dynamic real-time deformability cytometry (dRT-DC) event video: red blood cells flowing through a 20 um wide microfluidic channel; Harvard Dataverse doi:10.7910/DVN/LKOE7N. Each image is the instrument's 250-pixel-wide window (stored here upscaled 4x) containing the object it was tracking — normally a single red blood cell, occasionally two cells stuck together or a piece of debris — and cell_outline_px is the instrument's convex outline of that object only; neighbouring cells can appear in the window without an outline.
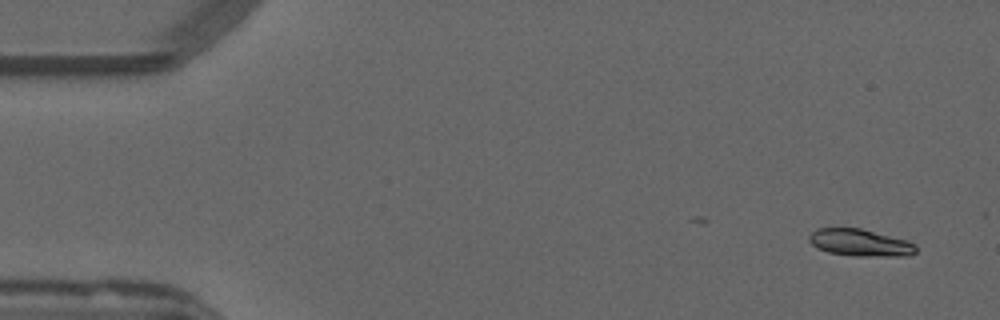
{"species": "common noctule bat (a hibernating species)", "species_latin": "Nyctalus noctula", "temperature_condition": "warm", "stored_images_in_passage": 49, "camera_frame_rate_fps": 3000, "um_per_image_px": 0.085, "animal": {"sex": "male", "forearm_length_mm": 52.5}, "frame": {"image": 1, "passage_image": 3, "time_ms": 0.667, "image_size_px": [1000, 320], "cell_outline_px": [[916, 252], [908, 256], [852, 256], [828, 252], [816, 248], [808, 240], [808, 236], [816, 228], [860, 228], [908, 240], [916, 244]], "centroid_in_image_um": [73.11, 20.63], "position_along_channel_um": 11.9, "area_um2": 17.05}}
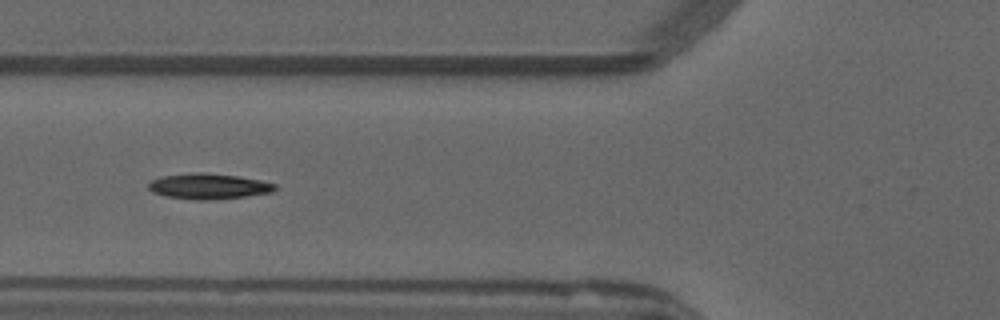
{"frame": {"image": 2, "passage_image": 20, "time_ms": 6.333, "image_size_px": [1000, 320], "cell_outline_px": [[276, 188], [272, 192], [244, 196], [208, 200], [196, 200], [168, 196], [152, 192], [148, 188], [148, 184], [152, 180], [160, 176], [192, 172], [204, 172], [236, 176], [260, 180], [276, 184]], "centroid_in_image_um": [17.7, 15.82], "position_along_channel_um": 108.1, "area_um2": 18.73}}
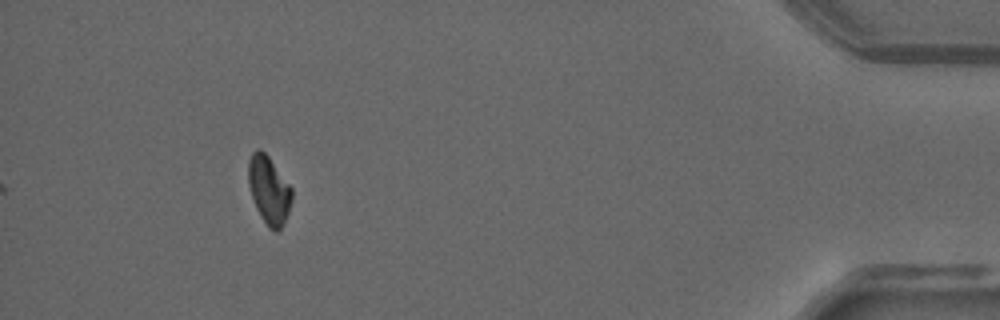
{"frame": {"image": 3, "passage_image": 49, "time_ms": 16.0, "image_size_px": [1000, 320], "cell_outline_px": [[292, 200], [288, 212], [280, 228], [276, 232], [268, 228], [260, 216], [256, 208], [248, 184], [248, 160], [252, 152], [256, 148], [260, 148], [268, 156], [292, 188]], "centroid_in_image_um": [22.84, 16.13], "position_along_channel_um": 412.4, "area_um2": 17.17}, "authors_computed_cell_mechanics": {"area_um2": 17.5712, "velocity_mm_per_s": 3.8225, "shape_relaxation_time_tau1_ms": 5.9925, "shape_relaxation_time_tau2_ms": null, "deformation_change_tau1": 0.1561, "deformation_change_tau2": null}}